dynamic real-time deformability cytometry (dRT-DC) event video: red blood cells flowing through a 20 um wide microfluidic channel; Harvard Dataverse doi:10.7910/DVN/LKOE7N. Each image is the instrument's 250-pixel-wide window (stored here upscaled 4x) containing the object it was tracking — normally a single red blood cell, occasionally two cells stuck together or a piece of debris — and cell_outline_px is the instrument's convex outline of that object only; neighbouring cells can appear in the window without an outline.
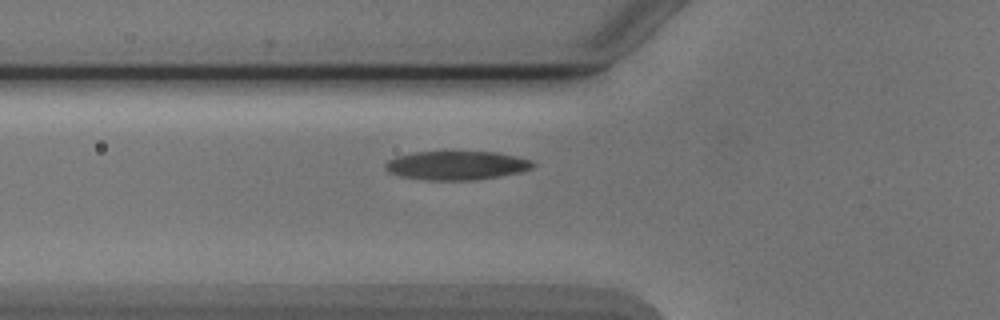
{"species": "Egyptian fruit bat (a non-hibernating species)", "species_latin": "Rousettus aegyptiacus", "temperature_condition": "cold", "stored_images_in_passage": 8, "camera_frame_rate_fps": 3000, "um_per_image_px": 0.085, "animal": {"sex": "male"}, "frame": {"image": 1, "passage_image": 8, "time_ms": 8.333, "image_size_px": [1000, 320], "cell_outline_px": [[536, 164], [532, 168], [520, 172], [476, 180], [424, 180], [400, 176], [388, 172], [384, 168], [384, 164], [388, 160], [396, 156], [416, 152], [496, 152], [516, 156], [532, 160]], "centroid_in_image_um": [38.79, 14.06], "position_along_channel_um": 87.0, "area_um2": 24.85}}